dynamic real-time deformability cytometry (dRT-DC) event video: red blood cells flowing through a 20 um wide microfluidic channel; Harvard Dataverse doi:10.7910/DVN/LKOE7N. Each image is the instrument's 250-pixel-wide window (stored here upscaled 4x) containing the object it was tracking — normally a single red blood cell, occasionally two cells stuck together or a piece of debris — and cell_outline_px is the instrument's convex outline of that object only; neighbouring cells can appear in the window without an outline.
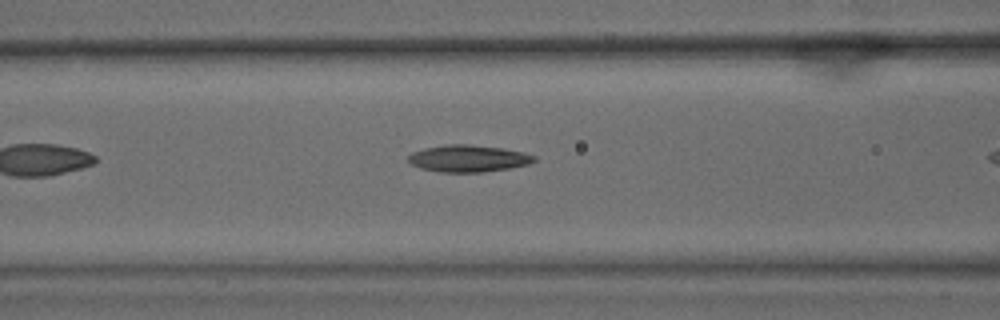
{"species": "common noctule bat (a hibernating species)", "species_latin": "Nyctalus noctula", "temperature_condition": "warm", "stored_images_in_passage": 7, "camera_frame_rate_fps": 3000, "um_per_image_px": 0.085, "animal": {"sex": "male", "body_mass_g": 15.6}, "frame": {"image": 1, "passage_image": 6, "time_ms": 1.667, "image_size_px": [1000, 320], "cell_outline_px": [[536, 160], [528, 164], [508, 168], [484, 172], [440, 172], [420, 168], [412, 164], [408, 160], [408, 156], [412, 152], [424, 148], [444, 144], [468, 144], [504, 148], [524, 152], [536, 156]], "centroid_in_image_um": [39.8, 13.46], "position_along_channel_um": 126.8, "area_um2": 19.83}}